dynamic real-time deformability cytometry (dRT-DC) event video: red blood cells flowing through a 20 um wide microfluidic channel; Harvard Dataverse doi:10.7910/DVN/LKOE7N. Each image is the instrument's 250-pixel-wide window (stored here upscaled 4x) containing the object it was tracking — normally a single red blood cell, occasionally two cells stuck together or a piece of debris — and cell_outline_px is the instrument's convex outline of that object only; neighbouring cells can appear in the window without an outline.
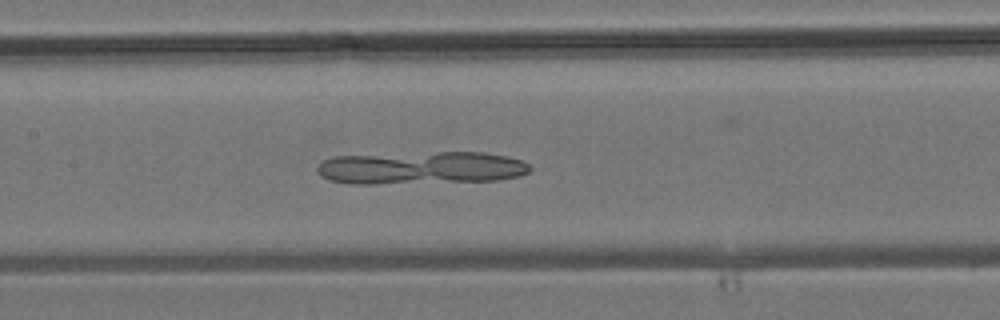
{"species": "common noctule bat (a hibernating species)", "species_latin": "Nyctalus noctula", "temperature_condition": "room temperature", "stored_images_in_passage": 39, "camera_frame_rate_fps": 3000, "um_per_image_px": 0.085, "animal": {"sex": "male", "body_mass_g": 19.2, "forearm_length_mm": 51.8}, "frame": {"image": 1, "passage_image": 16, "time_ms": 5.0, "image_size_px": [1000, 320], "cell_outline_px": [[532, 168], [528, 172], [520, 176], [500, 180], [372, 184], [352, 184], [328, 180], [320, 176], [316, 172], [316, 168], [324, 160], [336, 156], [440, 152], [484, 152], [504, 156], [520, 160], [528, 164]], "centroid_in_image_um": [35.78, 14.28], "position_along_channel_um": 171.6, "area_um2": 40.58}}
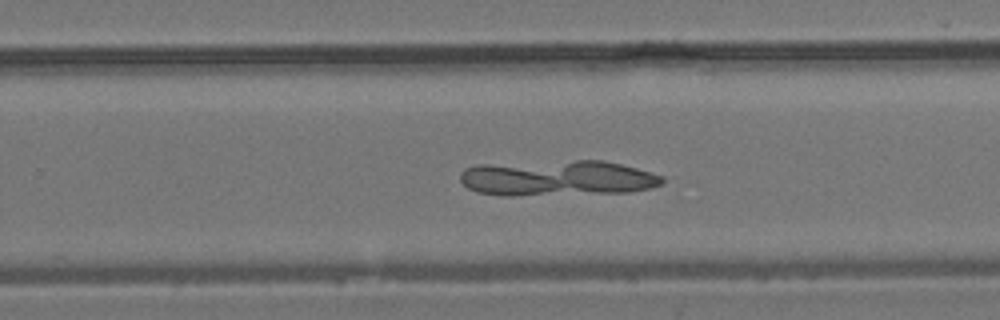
{"frame": {"image": 2, "passage_image": 23, "time_ms": 7.333, "image_size_px": [1000, 320], "cell_outline_px": [[664, 184], [652, 188], [628, 192], [512, 196], [500, 196], [476, 192], [468, 188], [460, 180], [460, 172], [464, 168], [476, 164], [576, 160], [604, 160], [636, 168], [664, 176]], "centroid_in_image_um": [47.35, 15.14], "position_along_channel_um": 282.4, "area_um2": 42.48}}
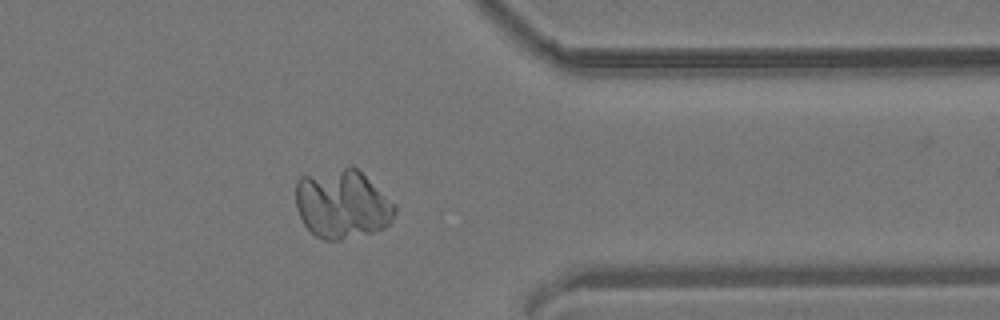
{"frame": {"image": 3, "passage_image": 30, "time_ms": 9.667, "image_size_px": [1000, 320], "cell_outline_px": [[396, 212], [392, 220], [384, 228], [372, 232], [340, 240], [324, 240], [316, 236], [304, 224], [296, 208], [296, 180], [300, 176], [352, 164], [396, 204]], "centroid_in_image_um": [29.08, 17.32], "position_along_channel_um": 382.3, "area_um2": 40.11}}